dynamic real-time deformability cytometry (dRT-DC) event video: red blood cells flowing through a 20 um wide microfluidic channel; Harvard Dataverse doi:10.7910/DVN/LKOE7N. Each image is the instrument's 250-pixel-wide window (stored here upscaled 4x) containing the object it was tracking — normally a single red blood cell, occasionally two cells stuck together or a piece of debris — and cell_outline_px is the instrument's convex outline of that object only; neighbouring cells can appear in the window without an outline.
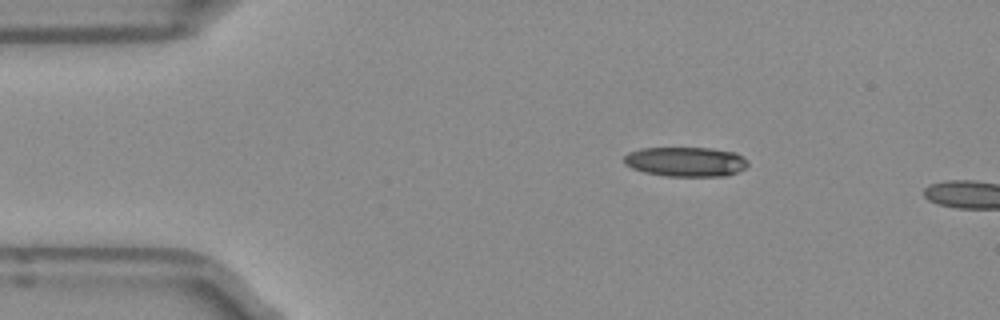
{"species": "Egyptian fruit bat (a non-hibernating species)", "species_latin": "Rousettus aegyptiacus", "temperature_condition": "room temperature", "stored_images_in_passage": 4, "camera_frame_rate_fps": 3000, "um_per_image_px": 0.085, "frame": {"image": 1, "passage_image": 1, "time_ms": 0.0, "image_size_px": [1000, 320], "cell_outline_px": [[748, 164], [744, 168], [736, 172], [724, 176], [668, 176], [644, 172], [632, 168], [624, 164], [624, 156], [628, 152], [640, 148], [712, 148], [736, 152], [748, 160]], "centroid_in_image_um": [58.28, 13.74], "position_along_channel_um": 26.7, "area_um2": 21.44}}